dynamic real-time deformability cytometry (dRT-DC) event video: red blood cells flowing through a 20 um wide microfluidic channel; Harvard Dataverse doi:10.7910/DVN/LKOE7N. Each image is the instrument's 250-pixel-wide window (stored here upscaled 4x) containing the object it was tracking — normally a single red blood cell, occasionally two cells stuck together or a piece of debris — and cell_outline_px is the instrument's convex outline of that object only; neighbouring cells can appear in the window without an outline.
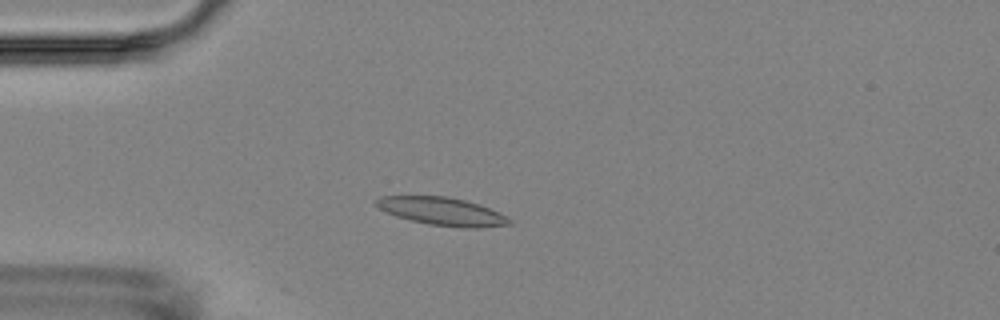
{"species": "Egyptian fruit bat (a non-hibernating species)", "species_latin": "Rousettus aegyptiacus", "temperature_condition": "room temperature", "stored_images_in_passage": 7, "camera_frame_rate_fps": 3000, "um_per_image_px": 0.085, "animal": {"sex": "female"}, "frame": {"image": 1, "passage_image": 5, "time_ms": 4.667, "image_size_px": [1000, 320], "cell_outline_px": [[512, 224], [476, 228], [464, 228], [428, 224], [396, 216], [380, 208], [376, 204], [376, 200], [380, 196], [448, 196], [480, 204], [508, 216], [512, 220]], "centroid_in_image_um": [37.64, 17.97], "position_along_channel_um": 47.4, "area_um2": 21.62}}